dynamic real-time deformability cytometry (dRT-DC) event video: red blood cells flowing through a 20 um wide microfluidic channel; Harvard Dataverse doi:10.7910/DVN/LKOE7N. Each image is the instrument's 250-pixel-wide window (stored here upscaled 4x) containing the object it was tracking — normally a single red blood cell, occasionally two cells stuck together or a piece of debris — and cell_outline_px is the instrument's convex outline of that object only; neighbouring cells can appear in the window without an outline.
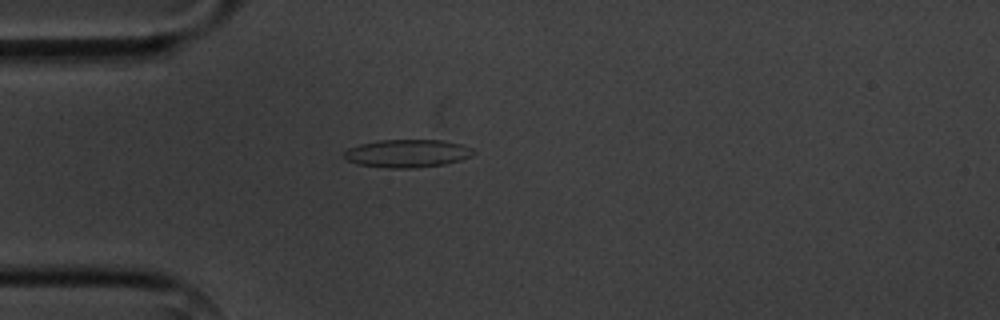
{"species": "common noctule bat (a hibernating species)", "species_latin": "Nyctalus noctula", "temperature_condition": "cold", "stored_images_in_passage": 2, "camera_frame_rate_fps": 3000, "um_per_image_px": 0.085, "animal": {"sex": "male", "body_mass_g": 20.1, "forearm_length_mm": 53.5}, "frame": {"image": 1, "passage_image": 1, "time_ms": 0.0, "image_size_px": [1000, 320], "cell_outline_px": [[476, 152], [472, 156], [460, 160], [444, 164], [416, 168], [388, 168], [356, 164], [344, 160], [340, 156], [348, 148], [360, 144], [380, 140], [444, 140], [464, 144], [472, 148]], "centroid_in_image_um": [34.6, 13.04], "position_along_channel_um": 50.4, "area_um2": 21.44}}